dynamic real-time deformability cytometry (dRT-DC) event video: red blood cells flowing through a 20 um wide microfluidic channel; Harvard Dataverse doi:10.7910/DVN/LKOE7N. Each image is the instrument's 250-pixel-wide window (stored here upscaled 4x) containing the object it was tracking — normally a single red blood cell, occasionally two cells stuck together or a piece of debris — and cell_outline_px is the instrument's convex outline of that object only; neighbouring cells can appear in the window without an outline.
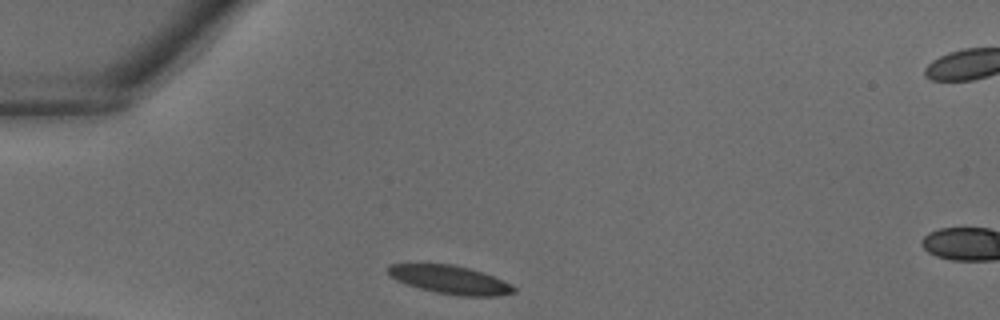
{"species": "common noctule bat (a hibernating species)", "species_latin": "Nyctalus noctula", "temperature_condition": "warm", "stored_images_in_passage": 29, "camera_frame_rate_fps": 3000, "um_per_image_px": 0.085, "animal": {"sex": "male", "body_mass_g": 18.8}, "frame": {"image": 1, "passage_image": 1, "time_ms": 0.0, "image_size_px": [1000, 320], "cell_outline_px": [[516, 292], [496, 296], [460, 296], [436, 292], [420, 288], [396, 280], [388, 272], [388, 264], [452, 264], [484, 272], [512, 284], [516, 288]], "centroid_in_image_um": [38.31, 23.78], "position_along_channel_um": 46.7, "area_um2": 20.63}}
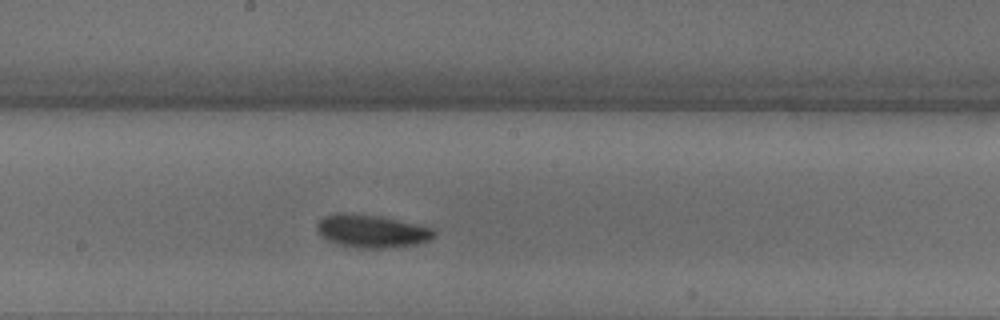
{"frame": {"image": 2, "passage_image": 12, "time_ms": 3.667, "image_size_px": [1000, 320], "cell_outline_px": [[436, 236], [428, 240], [416, 244], [388, 248], [356, 248], [336, 244], [320, 236], [316, 228], [316, 224], [324, 216], [336, 212], [352, 212], [380, 216], [416, 224], [432, 228], [436, 232]], "centroid_in_image_um": [31.55, 19.64], "position_along_channel_um": 216.7, "area_um2": 22.77}}
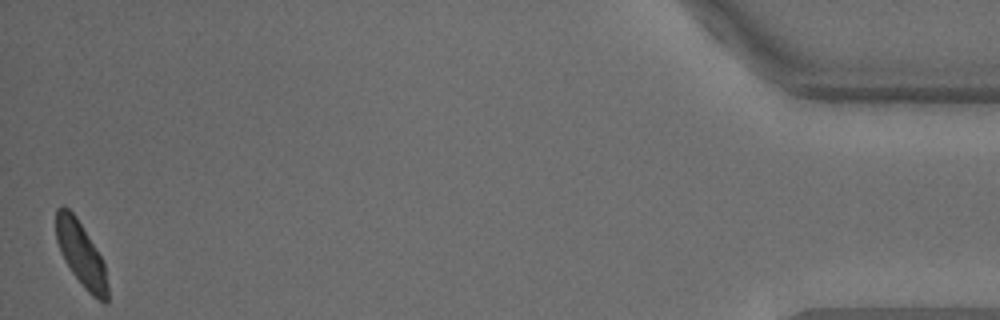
{"frame": {"image": 3, "passage_image": 29, "time_ms": 9.333, "image_size_px": [1000, 320], "cell_outline_px": [[108, 304], [104, 304], [92, 296], [88, 292], [72, 272], [64, 260], [60, 252], [56, 240], [56, 208], [60, 204], [64, 204], [76, 216], [100, 256], [104, 264], [108, 284]], "centroid_in_image_um": [6.88, 21.61], "position_along_channel_um": 428.3, "area_um2": 19.36}}